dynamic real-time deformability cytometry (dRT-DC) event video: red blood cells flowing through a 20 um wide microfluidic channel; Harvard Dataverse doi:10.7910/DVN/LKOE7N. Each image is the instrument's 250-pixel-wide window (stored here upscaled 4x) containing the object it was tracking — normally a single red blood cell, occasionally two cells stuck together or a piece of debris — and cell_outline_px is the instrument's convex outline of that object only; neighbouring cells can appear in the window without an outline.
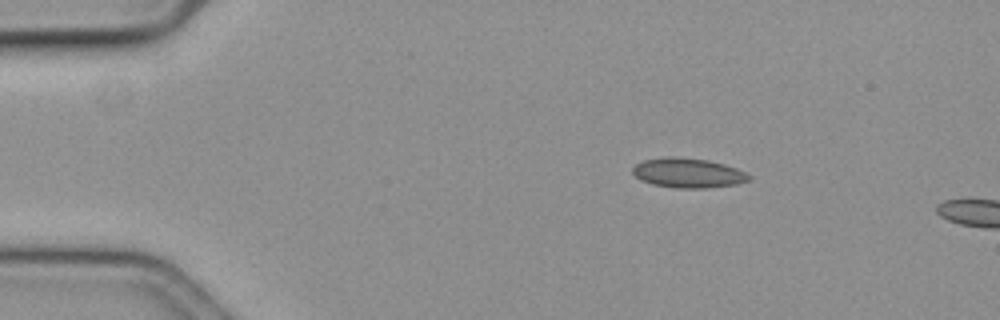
{"species": "common noctule bat (a hibernating species)", "species_latin": "Nyctalus noctula", "temperature_condition": "cold", "stored_images_in_passage": 4, "camera_frame_rate_fps": 3000, "um_per_image_px": 0.085, "animal": {"sex": "female", "body_mass_g": 19.3, "forearm_length_mm": 54.1}, "frame": {"image": 1, "passage_image": 1, "time_ms": 0.0, "image_size_px": [1000, 320], "cell_outline_px": [[752, 176], [748, 180], [736, 184], [704, 188], [676, 188], [652, 184], [636, 176], [632, 172], [632, 168], [636, 164], [644, 160], [664, 156], [676, 156], [708, 160], [724, 164], [736, 168]], "centroid_in_image_um": [58.47, 14.69], "position_along_channel_um": 26.5, "area_um2": 20.0}}